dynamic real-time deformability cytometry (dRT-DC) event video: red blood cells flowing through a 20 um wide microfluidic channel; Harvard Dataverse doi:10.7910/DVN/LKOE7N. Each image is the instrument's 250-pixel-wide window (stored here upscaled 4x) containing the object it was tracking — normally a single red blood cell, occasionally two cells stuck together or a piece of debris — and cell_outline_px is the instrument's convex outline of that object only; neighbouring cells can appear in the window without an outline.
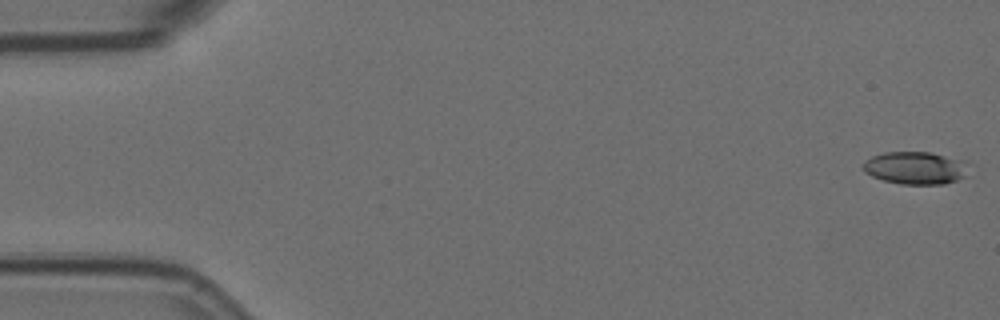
{"species": "Egyptian fruit bat (a non-hibernating species)", "species_latin": "Rousettus aegyptiacus", "temperature_condition": "room temperature", "stored_images_in_passage": 42, "camera_frame_rate_fps": 3000, "um_per_image_px": 0.085, "animal": {"sex": "female"}, "frame": {"image": 1, "passage_image": 1, "time_ms": 0.0, "image_size_px": [1000, 320], "cell_outline_px": [[964, 176], [956, 180], [944, 184], [900, 184], [884, 180], [872, 176], [864, 172], [864, 160], [872, 156], [884, 152], [932, 152], [956, 160], [960, 164]], "centroid_in_image_um": [77.65, 14.28], "position_along_channel_um": 7.4, "area_um2": 19.25}}
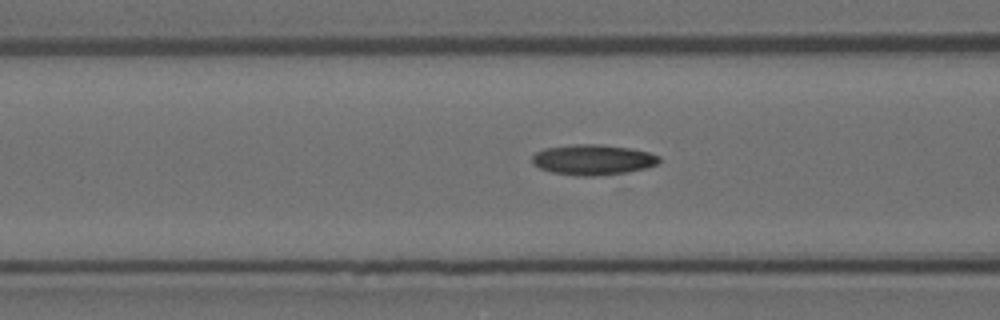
{"frame": {"image": 2, "passage_image": 22, "time_ms": 7.0, "image_size_px": [1000, 320], "cell_outline_px": [[660, 160], [656, 164], [648, 168], [628, 172], [596, 176], [576, 176], [552, 172], [540, 168], [532, 164], [532, 156], [536, 152], [544, 148], [572, 144], [600, 144], [632, 148], [648, 152], [660, 156]], "centroid_in_image_um": [50.4, 13.57], "position_along_channel_um": 116.2, "area_um2": 22.77}}
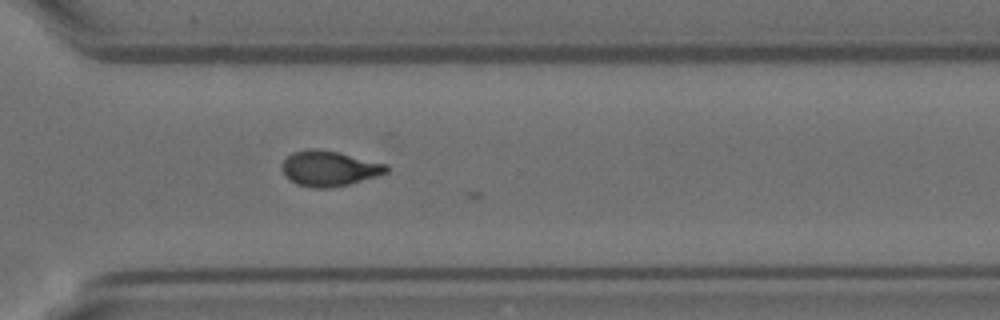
{"frame": {"image": 3, "passage_image": 41, "time_ms": 13.333, "image_size_px": [1000, 320], "cell_outline_px": [[388, 172], [376, 176], [348, 184], [328, 188], [312, 188], [296, 184], [284, 176], [280, 168], [284, 160], [292, 152], [308, 148], [316, 148], [336, 152], [388, 164]], "centroid_in_image_um": [27.93, 14.32], "position_along_channel_um": 342.7, "area_um2": 21.5}}